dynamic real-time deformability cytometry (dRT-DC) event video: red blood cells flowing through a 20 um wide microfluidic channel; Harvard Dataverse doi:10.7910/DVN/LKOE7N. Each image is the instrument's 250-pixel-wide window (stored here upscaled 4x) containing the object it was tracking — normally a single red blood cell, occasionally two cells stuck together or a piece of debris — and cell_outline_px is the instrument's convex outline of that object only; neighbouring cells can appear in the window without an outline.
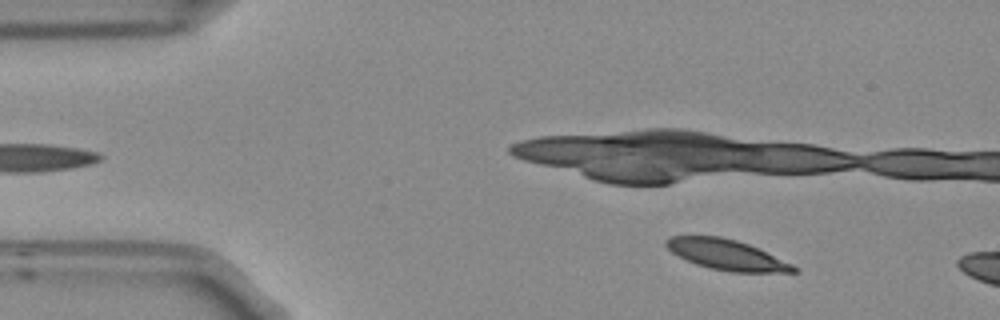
{"species": "Egyptian fruit bat (a non-hibernating species)", "species_latin": "Rousettus aegyptiacus", "temperature_condition": "room temperature", "stored_images_in_passage": 6, "camera_frame_rate_fps": 3000, "um_per_image_px": 0.085, "frame": {"image": 1, "passage_image": 2, "time_ms": 0.333, "image_size_px": [1000, 320], "cell_outline_px": [[800, 272], [732, 272], [708, 268], [696, 264], [672, 252], [664, 244], [664, 240], [672, 236], [720, 236], [736, 240], [748, 244], [792, 264], [800, 268]], "centroid_in_image_um": [61.77, 21.66], "position_along_channel_um": 23.2, "area_um2": 22.37}}